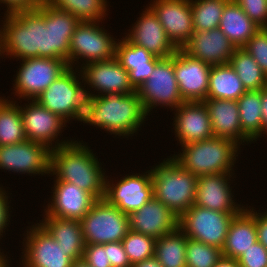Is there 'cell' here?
Returning <instances> with one entry per match:
<instances>
[{
    "label": "cell",
    "mask_w": 267,
    "mask_h": 267,
    "mask_svg": "<svg viewBox=\"0 0 267 267\" xmlns=\"http://www.w3.org/2000/svg\"><path fill=\"white\" fill-rule=\"evenodd\" d=\"M173 111L172 129L180 145L213 137L210 116L203 101L184 102Z\"/></svg>",
    "instance_id": "21"
},
{
    "label": "cell",
    "mask_w": 267,
    "mask_h": 267,
    "mask_svg": "<svg viewBox=\"0 0 267 267\" xmlns=\"http://www.w3.org/2000/svg\"><path fill=\"white\" fill-rule=\"evenodd\" d=\"M103 169V170H102ZM105 168L96 153L83 140L50 151V175L56 180L74 183L80 189L93 194L97 199L105 196Z\"/></svg>",
    "instance_id": "3"
},
{
    "label": "cell",
    "mask_w": 267,
    "mask_h": 267,
    "mask_svg": "<svg viewBox=\"0 0 267 267\" xmlns=\"http://www.w3.org/2000/svg\"><path fill=\"white\" fill-rule=\"evenodd\" d=\"M2 57V54H1V41H0V59Z\"/></svg>",
    "instance_id": "52"
},
{
    "label": "cell",
    "mask_w": 267,
    "mask_h": 267,
    "mask_svg": "<svg viewBox=\"0 0 267 267\" xmlns=\"http://www.w3.org/2000/svg\"><path fill=\"white\" fill-rule=\"evenodd\" d=\"M247 91L261 90L267 86V75L243 48H236L229 61Z\"/></svg>",
    "instance_id": "34"
},
{
    "label": "cell",
    "mask_w": 267,
    "mask_h": 267,
    "mask_svg": "<svg viewBox=\"0 0 267 267\" xmlns=\"http://www.w3.org/2000/svg\"><path fill=\"white\" fill-rule=\"evenodd\" d=\"M137 92L142 106L149 116L155 107H168L173 111L184 103L175 78L174 55L161 58Z\"/></svg>",
    "instance_id": "10"
},
{
    "label": "cell",
    "mask_w": 267,
    "mask_h": 267,
    "mask_svg": "<svg viewBox=\"0 0 267 267\" xmlns=\"http://www.w3.org/2000/svg\"><path fill=\"white\" fill-rule=\"evenodd\" d=\"M120 39L118 38L116 44L115 57L128 71L130 83L137 91L149 78L155 64L161 58L154 56L145 48L131 43L125 36Z\"/></svg>",
    "instance_id": "26"
},
{
    "label": "cell",
    "mask_w": 267,
    "mask_h": 267,
    "mask_svg": "<svg viewBox=\"0 0 267 267\" xmlns=\"http://www.w3.org/2000/svg\"><path fill=\"white\" fill-rule=\"evenodd\" d=\"M108 256L111 267H132L122 242L108 243Z\"/></svg>",
    "instance_id": "43"
},
{
    "label": "cell",
    "mask_w": 267,
    "mask_h": 267,
    "mask_svg": "<svg viewBox=\"0 0 267 267\" xmlns=\"http://www.w3.org/2000/svg\"><path fill=\"white\" fill-rule=\"evenodd\" d=\"M242 132L254 143L263 134L262 89L246 91L238 100ZM259 138V139H258ZM257 139V140H256Z\"/></svg>",
    "instance_id": "31"
},
{
    "label": "cell",
    "mask_w": 267,
    "mask_h": 267,
    "mask_svg": "<svg viewBox=\"0 0 267 267\" xmlns=\"http://www.w3.org/2000/svg\"><path fill=\"white\" fill-rule=\"evenodd\" d=\"M147 116L138 92L135 91L131 94L88 97L80 122L103 129L109 135L128 139L138 134L137 131L142 129Z\"/></svg>",
    "instance_id": "2"
},
{
    "label": "cell",
    "mask_w": 267,
    "mask_h": 267,
    "mask_svg": "<svg viewBox=\"0 0 267 267\" xmlns=\"http://www.w3.org/2000/svg\"><path fill=\"white\" fill-rule=\"evenodd\" d=\"M241 147L233 140L212 137L199 142L181 145V151L170 157L196 177L235 173L234 167Z\"/></svg>",
    "instance_id": "4"
},
{
    "label": "cell",
    "mask_w": 267,
    "mask_h": 267,
    "mask_svg": "<svg viewBox=\"0 0 267 267\" xmlns=\"http://www.w3.org/2000/svg\"><path fill=\"white\" fill-rule=\"evenodd\" d=\"M50 151L45 144L29 140L0 146V169L18 175L50 176Z\"/></svg>",
    "instance_id": "15"
},
{
    "label": "cell",
    "mask_w": 267,
    "mask_h": 267,
    "mask_svg": "<svg viewBox=\"0 0 267 267\" xmlns=\"http://www.w3.org/2000/svg\"><path fill=\"white\" fill-rule=\"evenodd\" d=\"M218 27L235 48H243L260 29L233 0H229L224 6Z\"/></svg>",
    "instance_id": "29"
},
{
    "label": "cell",
    "mask_w": 267,
    "mask_h": 267,
    "mask_svg": "<svg viewBox=\"0 0 267 267\" xmlns=\"http://www.w3.org/2000/svg\"><path fill=\"white\" fill-rule=\"evenodd\" d=\"M52 195L43 209L47 216L81 220L98 200L93 194L80 189L74 183L54 178Z\"/></svg>",
    "instance_id": "19"
},
{
    "label": "cell",
    "mask_w": 267,
    "mask_h": 267,
    "mask_svg": "<svg viewBox=\"0 0 267 267\" xmlns=\"http://www.w3.org/2000/svg\"><path fill=\"white\" fill-rule=\"evenodd\" d=\"M213 267H240L238 260L222 255Z\"/></svg>",
    "instance_id": "48"
},
{
    "label": "cell",
    "mask_w": 267,
    "mask_h": 267,
    "mask_svg": "<svg viewBox=\"0 0 267 267\" xmlns=\"http://www.w3.org/2000/svg\"><path fill=\"white\" fill-rule=\"evenodd\" d=\"M0 97V146L17 144L27 140L21 111L16 97ZM15 101H14V100Z\"/></svg>",
    "instance_id": "32"
},
{
    "label": "cell",
    "mask_w": 267,
    "mask_h": 267,
    "mask_svg": "<svg viewBox=\"0 0 267 267\" xmlns=\"http://www.w3.org/2000/svg\"><path fill=\"white\" fill-rule=\"evenodd\" d=\"M267 75V28H260L243 47Z\"/></svg>",
    "instance_id": "39"
},
{
    "label": "cell",
    "mask_w": 267,
    "mask_h": 267,
    "mask_svg": "<svg viewBox=\"0 0 267 267\" xmlns=\"http://www.w3.org/2000/svg\"><path fill=\"white\" fill-rule=\"evenodd\" d=\"M257 241L256 210L246 204L229 225L222 255L238 259Z\"/></svg>",
    "instance_id": "27"
},
{
    "label": "cell",
    "mask_w": 267,
    "mask_h": 267,
    "mask_svg": "<svg viewBox=\"0 0 267 267\" xmlns=\"http://www.w3.org/2000/svg\"><path fill=\"white\" fill-rule=\"evenodd\" d=\"M260 28H267V0H233Z\"/></svg>",
    "instance_id": "40"
},
{
    "label": "cell",
    "mask_w": 267,
    "mask_h": 267,
    "mask_svg": "<svg viewBox=\"0 0 267 267\" xmlns=\"http://www.w3.org/2000/svg\"><path fill=\"white\" fill-rule=\"evenodd\" d=\"M124 35L131 43L145 48L159 58H168L175 54L177 48L169 40L165 29L154 12L146 5L140 17Z\"/></svg>",
    "instance_id": "22"
},
{
    "label": "cell",
    "mask_w": 267,
    "mask_h": 267,
    "mask_svg": "<svg viewBox=\"0 0 267 267\" xmlns=\"http://www.w3.org/2000/svg\"><path fill=\"white\" fill-rule=\"evenodd\" d=\"M150 170L131 173L114 180L106 176L104 198L123 213L130 214L140 209L153 196L152 174Z\"/></svg>",
    "instance_id": "14"
},
{
    "label": "cell",
    "mask_w": 267,
    "mask_h": 267,
    "mask_svg": "<svg viewBox=\"0 0 267 267\" xmlns=\"http://www.w3.org/2000/svg\"><path fill=\"white\" fill-rule=\"evenodd\" d=\"M121 242L132 266L154 256L153 237L129 230Z\"/></svg>",
    "instance_id": "37"
},
{
    "label": "cell",
    "mask_w": 267,
    "mask_h": 267,
    "mask_svg": "<svg viewBox=\"0 0 267 267\" xmlns=\"http://www.w3.org/2000/svg\"><path fill=\"white\" fill-rule=\"evenodd\" d=\"M222 256V250L191 238L186 245L187 267H213Z\"/></svg>",
    "instance_id": "38"
},
{
    "label": "cell",
    "mask_w": 267,
    "mask_h": 267,
    "mask_svg": "<svg viewBox=\"0 0 267 267\" xmlns=\"http://www.w3.org/2000/svg\"><path fill=\"white\" fill-rule=\"evenodd\" d=\"M129 230L158 239L178 228L179 218L154 196L129 215Z\"/></svg>",
    "instance_id": "23"
},
{
    "label": "cell",
    "mask_w": 267,
    "mask_h": 267,
    "mask_svg": "<svg viewBox=\"0 0 267 267\" xmlns=\"http://www.w3.org/2000/svg\"><path fill=\"white\" fill-rule=\"evenodd\" d=\"M20 65L12 81L13 92L17 100H36L50 84L69 68L66 61L54 58L35 57L19 60ZM22 62V63H21Z\"/></svg>",
    "instance_id": "9"
},
{
    "label": "cell",
    "mask_w": 267,
    "mask_h": 267,
    "mask_svg": "<svg viewBox=\"0 0 267 267\" xmlns=\"http://www.w3.org/2000/svg\"><path fill=\"white\" fill-rule=\"evenodd\" d=\"M237 260L240 267H267V249L257 241Z\"/></svg>",
    "instance_id": "42"
},
{
    "label": "cell",
    "mask_w": 267,
    "mask_h": 267,
    "mask_svg": "<svg viewBox=\"0 0 267 267\" xmlns=\"http://www.w3.org/2000/svg\"><path fill=\"white\" fill-rule=\"evenodd\" d=\"M1 248V247H0ZM0 249V267H10L12 261L11 259H8L10 258V256L8 257L7 253H4V251ZM6 254V255H5ZM7 257V258H6ZM10 260V261H9Z\"/></svg>",
    "instance_id": "50"
},
{
    "label": "cell",
    "mask_w": 267,
    "mask_h": 267,
    "mask_svg": "<svg viewBox=\"0 0 267 267\" xmlns=\"http://www.w3.org/2000/svg\"><path fill=\"white\" fill-rule=\"evenodd\" d=\"M188 237L177 228L156 239L154 257L162 267H187L186 245Z\"/></svg>",
    "instance_id": "33"
},
{
    "label": "cell",
    "mask_w": 267,
    "mask_h": 267,
    "mask_svg": "<svg viewBox=\"0 0 267 267\" xmlns=\"http://www.w3.org/2000/svg\"><path fill=\"white\" fill-rule=\"evenodd\" d=\"M211 65L190 57L182 49L174 54V71L184 102L205 101L209 88Z\"/></svg>",
    "instance_id": "20"
},
{
    "label": "cell",
    "mask_w": 267,
    "mask_h": 267,
    "mask_svg": "<svg viewBox=\"0 0 267 267\" xmlns=\"http://www.w3.org/2000/svg\"><path fill=\"white\" fill-rule=\"evenodd\" d=\"M3 19L2 59L54 58L69 65L71 37L80 22L71 13L40 2L34 9L4 14Z\"/></svg>",
    "instance_id": "1"
},
{
    "label": "cell",
    "mask_w": 267,
    "mask_h": 267,
    "mask_svg": "<svg viewBox=\"0 0 267 267\" xmlns=\"http://www.w3.org/2000/svg\"><path fill=\"white\" fill-rule=\"evenodd\" d=\"M246 91L229 63L211 66L207 98L237 101Z\"/></svg>",
    "instance_id": "30"
},
{
    "label": "cell",
    "mask_w": 267,
    "mask_h": 267,
    "mask_svg": "<svg viewBox=\"0 0 267 267\" xmlns=\"http://www.w3.org/2000/svg\"><path fill=\"white\" fill-rule=\"evenodd\" d=\"M100 23L102 24L101 21L79 22L70 41L69 67L79 70L93 62L115 57L118 39Z\"/></svg>",
    "instance_id": "7"
},
{
    "label": "cell",
    "mask_w": 267,
    "mask_h": 267,
    "mask_svg": "<svg viewBox=\"0 0 267 267\" xmlns=\"http://www.w3.org/2000/svg\"><path fill=\"white\" fill-rule=\"evenodd\" d=\"M41 2L69 12L80 21L102 22L108 16L107 0H41Z\"/></svg>",
    "instance_id": "35"
},
{
    "label": "cell",
    "mask_w": 267,
    "mask_h": 267,
    "mask_svg": "<svg viewBox=\"0 0 267 267\" xmlns=\"http://www.w3.org/2000/svg\"><path fill=\"white\" fill-rule=\"evenodd\" d=\"M80 72L84 86H87L85 89L88 97L114 93L131 94L136 91L130 83L128 71L116 57L85 65Z\"/></svg>",
    "instance_id": "16"
},
{
    "label": "cell",
    "mask_w": 267,
    "mask_h": 267,
    "mask_svg": "<svg viewBox=\"0 0 267 267\" xmlns=\"http://www.w3.org/2000/svg\"><path fill=\"white\" fill-rule=\"evenodd\" d=\"M24 104L20 105V111L27 140L45 144L50 150L74 140L62 138L63 140L59 141L58 136L61 137L68 126L59 115L52 113L36 100H27Z\"/></svg>",
    "instance_id": "13"
},
{
    "label": "cell",
    "mask_w": 267,
    "mask_h": 267,
    "mask_svg": "<svg viewBox=\"0 0 267 267\" xmlns=\"http://www.w3.org/2000/svg\"><path fill=\"white\" fill-rule=\"evenodd\" d=\"M147 5L157 16L169 40L181 49L194 33L190 0H151Z\"/></svg>",
    "instance_id": "17"
},
{
    "label": "cell",
    "mask_w": 267,
    "mask_h": 267,
    "mask_svg": "<svg viewBox=\"0 0 267 267\" xmlns=\"http://www.w3.org/2000/svg\"><path fill=\"white\" fill-rule=\"evenodd\" d=\"M85 245L121 242L129 231V216L105 198L98 199L80 220Z\"/></svg>",
    "instance_id": "8"
},
{
    "label": "cell",
    "mask_w": 267,
    "mask_h": 267,
    "mask_svg": "<svg viewBox=\"0 0 267 267\" xmlns=\"http://www.w3.org/2000/svg\"><path fill=\"white\" fill-rule=\"evenodd\" d=\"M42 216L43 219L38 223L56 241L57 245L66 251V255L73 261L82 259L85 242L80 220L56 218L47 216L44 212Z\"/></svg>",
    "instance_id": "28"
},
{
    "label": "cell",
    "mask_w": 267,
    "mask_h": 267,
    "mask_svg": "<svg viewBox=\"0 0 267 267\" xmlns=\"http://www.w3.org/2000/svg\"><path fill=\"white\" fill-rule=\"evenodd\" d=\"M82 260L90 267H111L108 256V243L85 245Z\"/></svg>",
    "instance_id": "41"
},
{
    "label": "cell",
    "mask_w": 267,
    "mask_h": 267,
    "mask_svg": "<svg viewBox=\"0 0 267 267\" xmlns=\"http://www.w3.org/2000/svg\"><path fill=\"white\" fill-rule=\"evenodd\" d=\"M151 167L154 197L180 218L194 205L197 177L170 156Z\"/></svg>",
    "instance_id": "5"
},
{
    "label": "cell",
    "mask_w": 267,
    "mask_h": 267,
    "mask_svg": "<svg viewBox=\"0 0 267 267\" xmlns=\"http://www.w3.org/2000/svg\"><path fill=\"white\" fill-rule=\"evenodd\" d=\"M181 49L190 57L214 66L229 63L236 48L217 27L209 31H195Z\"/></svg>",
    "instance_id": "24"
},
{
    "label": "cell",
    "mask_w": 267,
    "mask_h": 267,
    "mask_svg": "<svg viewBox=\"0 0 267 267\" xmlns=\"http://www.w3.org/2000/svg\"><path fill=\"white\" fill-rule=\"evenodd\" d=\"M0 184V240L3 238V233H5L6 229L9 227L10 224V216L12 211L11 208V201L10 196L6 188ZM2 237V238H1Z\"/></svg>",
    "instance_id": "44"
},
{
    "label": "cell",
    "mask_w": 267,
    "mask_h": 267,
    "mask_svg": "<svg viewBox=\"0 0 267 267\" xmlns=\"http://www.w3.org/2000/svg\"><path fill=\"white\" fill-rule=\"evenodd\" d=\"M27 227L23 233L22 260L17 264L21 267H71L73 260L38 222Z\"/></svg>",
    "instance_id": "12"
},
{
    "label": "cell",
    "mask_w": 267,
    "mask_h": 267,
    "mask_svg": "<svg viewBox=\"0 0 267 267\" xmlns=\"http://www.w3.org/2000/svg\"><path fill=\"white\" fill-rule=\"evenodd\" d=\"M132 267H162L159 261L153 256L145 259L139 263L134 264Z\"/></svg>",
    "instance_id": "49"
},
{
    "label": "cell",
    "mask_w": 267,
    "mask_h": 267,
    "mask_svg": "<svg viewBox=\"0 0 267 267\" xmlns=\"http://www.w3.org/2000/svg\"><path fill=\"white\" fill-rule=\"evenodd\" d=\"M229 0H190L195 31H209L220 24L224 6Z\"/></svg>",
    "instance_id": "36"
},
{
    "label": "cell",
    "mask_w": 267,
    "mask_h": 267,
    "mask_svg": "<svg viewBox=\"0 0 267 267\" xmlns=\"http://www.w3.org/2000/svg\"><path fill=\"white\" fill-rule=\"evenodd\" d=\"M87 100L81 72L71 67L36 98L40 105L59 115L67 123L81 121Z\"/></svg>",
    "instance_id": "6"
},
{
    "label": "cell",
    "mask_w": 267,
    "mask_h": 267,
    "mask_svg": "<svg viewBox=\"0 0 267 267\" xmlns=\"http://www.w3.org/2000/svg\"><path fill=\"white\" fill-rule=\"evenodd\" d=\"M203 102L210 116L214 137L233 140L239 146L253 143L242 132L236 100L207 98Z\"/></svg>",
    "instance_id": "25"
},
{
    "label": "cell",
    "mask_w": 267,
    "mask_h": 267,
    "mask_svg": "<svg viewBox=\"0 0 267 267\" xmlns=\"http://www.w3.org/2000/svg\"><path fill=\"white\" fill-rule=\"evenodd\" d=\"M259 211V212H258ZM256 210V230L258 242L267 249V209L263 212Z\"/></svg>",
    "instance_id": "46"
},
{
    "label": "cell",
    "mask_w": 267,
    "mask_h": 267,
    "mask_svg": "<svg viewBox=\"0 0 267 267\" xmlns=\"http://www.w3.org/2000/svg\"><path fill=\"white\" fill-rule=\"evenodd\" d=\"M263 134L267 135V86L262 89Z\"/></svg>",
    "instance_id": "47"
},
{
    "label": "cell",
    "mask_w": 267,
    "mask_h": 267,
    "mask_svg": "<svg viewBox=\"0 0 267 267\" xmlns=\"http://www.w3.org/2000/svg\"><path fill=\"white\" fill-rule=\"evenodd\" d=\"M41 0H0V6H6L4 14H12L17 11L34 9L40 4Z\"/></svg>",
    "instance_id": "45"
},
{
    "label": "cell",
    "mask_w": 267,
    "mask_h": 267,
    "mask_svg": "<svg viewBox=\"0 0 267 267\" xmlns=\"http://www.w3.org/2000/svg\"><path fill=\"white\" fill-rule=\"evenodd\" d=\"M235 215L193 205L179 218L178 228L188 238L222 250Z\"/></svg>",
    "instance_id": "11"
},
{
    "label": "cell",
    "mask_w": 267,
    "mask_h": 267,
    "mask_svg": "<svg viewBox=\"0 0 267 267\" xmlns=\"http://www.w3.org/2000/svg\"><path fill=\"white\" fill-rule=\"evenodd\" d=\"M71 267H90L85 261L82 259L73 261Z\"/></svg>",
    "instance_id": "51"
},
{
    "label": "cell",
    "mask_w": 267,
    "mask_h": 267,
    "mask_svg": "<svg viewBox=\"0 0 267 267\" xmlns=\"http://www.w3.org/2000/svg\"><path fill=\"white\" fill-rule=\"evenodd\" d=\"M235 174L219 173L197 177L194 205L223 213L238 214L245 206L238 204L234 199L231 184L236 178Z\"/></svg>",
    "instance_id": "18"
}]
</instances>
